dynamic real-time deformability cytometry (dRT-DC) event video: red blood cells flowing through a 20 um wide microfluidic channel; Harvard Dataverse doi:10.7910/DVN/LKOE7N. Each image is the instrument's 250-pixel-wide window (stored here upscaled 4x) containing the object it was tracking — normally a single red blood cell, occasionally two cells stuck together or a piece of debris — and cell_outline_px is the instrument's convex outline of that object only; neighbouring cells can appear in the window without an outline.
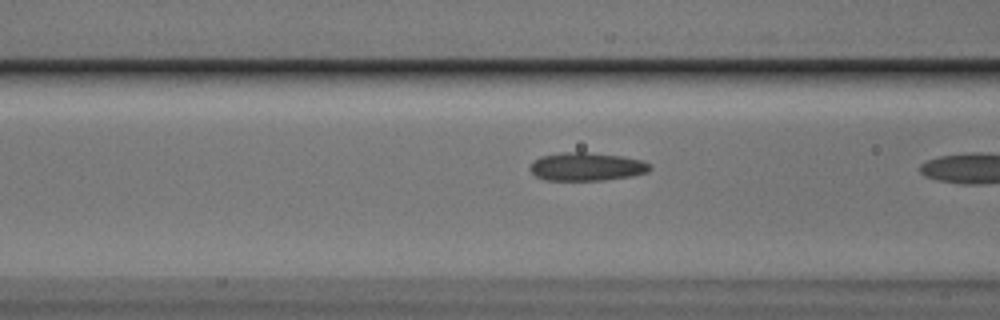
{"species": "Egyptian fruit bat (a non-hibernating species)", "species_latin": "Rousettus aegyptiacus", "temperature_condition": "cold", "stored_images_in_passage": 6, "camera_frame_rate_fps": 3000, "um_per_image_px": 0.085, "animal": {"sex": "male"}, "frame": {"image": 1, "passage_image": 5, "time_ms": 1.333, "image_size_px": [1000, 320], "cell_outline_px": [[652, 168], [648, 172], [632, 176], [604, 180], [544, 180], [536, 176], [528, 168], [532, 160], [540, 156], [560, 152], [588, 152], [620, 156], [640, 160], [652, 164]], "centroid_in_image_um": [49.83, 14.16], "position_along_channel_um": 116.8, "area_um2": 19.94}}